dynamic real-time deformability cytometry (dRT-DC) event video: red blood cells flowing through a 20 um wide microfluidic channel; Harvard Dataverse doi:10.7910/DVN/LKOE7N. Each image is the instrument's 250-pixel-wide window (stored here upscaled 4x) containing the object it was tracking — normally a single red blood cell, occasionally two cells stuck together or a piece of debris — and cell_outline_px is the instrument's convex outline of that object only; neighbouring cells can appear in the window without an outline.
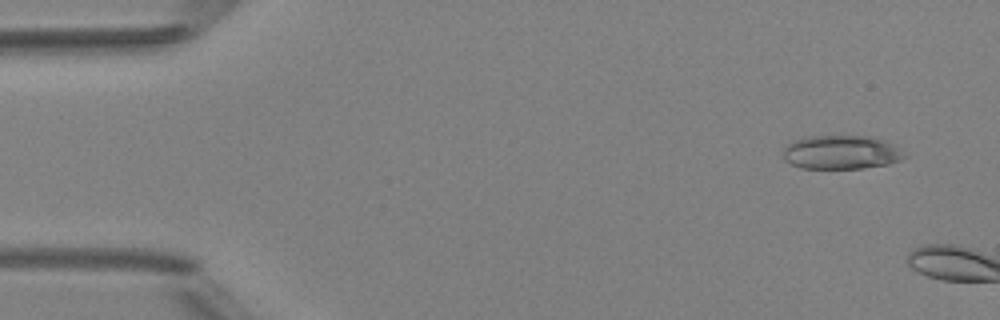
{"species": "Egyptian fruit bat (a non-hibernating species)", "species_latin": "Rousettus aegyptiacus", "temperature_condition": "room temperature", "stored_images_in_passage": 2, "camera_frame_rate_fps": 3000, "um_per_image_px": 0.085, "animal": {"sex": "female"}, "frame": {"image": 1, "passage_image": 1, "time_ms": 0.0, "image_size_px": [1000, 320], "cell_outline_px": [[908, 156], [900, 160], [888, 164], [860, 168], [800, 168], [784, 160], [784, 148], [792, 140], [808, 136], [868, 136], [892, 144]], "centroid_in_image_um": [71.47, 12.94], "position_along_channel_um": 13.5, "area_um2": 23.7}}